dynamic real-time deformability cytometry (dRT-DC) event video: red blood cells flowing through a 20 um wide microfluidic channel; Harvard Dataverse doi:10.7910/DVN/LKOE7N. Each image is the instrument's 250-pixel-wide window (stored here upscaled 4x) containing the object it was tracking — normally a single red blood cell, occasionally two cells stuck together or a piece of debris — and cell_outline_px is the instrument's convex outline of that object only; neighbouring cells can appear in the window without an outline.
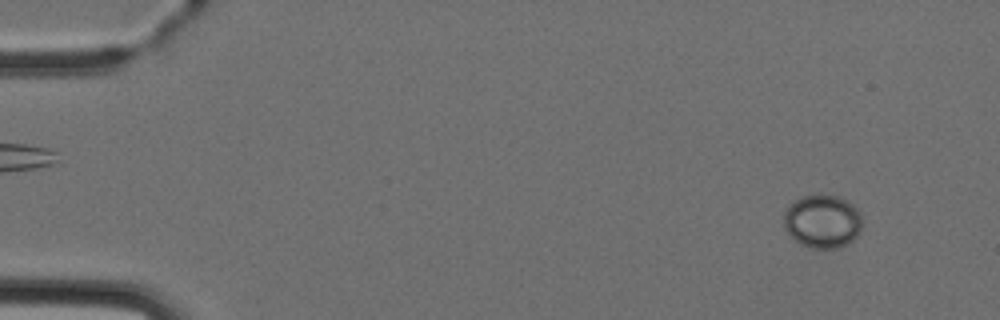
{"species": "Egyptian fruit bat (a non-hibernating species)", "species_latin": "Rousettus aegyptiacus", "temperature_condition": "cold", "stored_images_in_passage": 4, "camera_frame_rate_fps": 3000, "um_per_image_px": 0.085, "animal": {"sex": "female"}, "frame": {"image": 1, "passage_image": 1, "time_ms": 0.0, "image_size_px": [1000, 320], "cell_outline_px": [[860, 232], [848, 244], [840, 248], [808, 248], [800, 244], [784, 228], [784, 212], [788, 204], [800, 196], [816, 192], [820, 192], [840, 196], [848, 200], [860, 212]], "centroid_in_image_um": [69.89, 18.76], "position_along_channel_um": 15.1, "area_um2": 25.03}}